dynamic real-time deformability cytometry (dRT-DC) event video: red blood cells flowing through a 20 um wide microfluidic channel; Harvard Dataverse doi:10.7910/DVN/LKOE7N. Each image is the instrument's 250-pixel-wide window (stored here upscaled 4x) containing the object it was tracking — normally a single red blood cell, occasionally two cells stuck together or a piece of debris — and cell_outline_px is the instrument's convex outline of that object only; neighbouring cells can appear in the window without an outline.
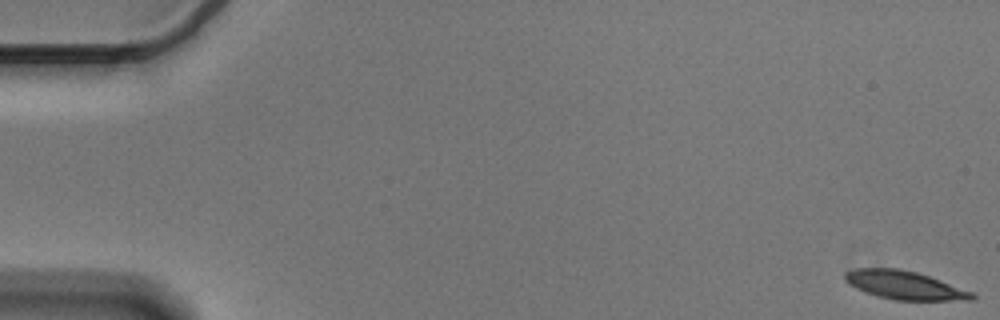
{"species": "Egyptian fruit bat (a non-hibernating species)", "species_latin": "Rousettus aegyptiacus", "temperature_condition": "cold", "stored_images_in_passage": 15, "camera_frame_rate_fps": 3000, "um_per_image_px": 0.085, "animal": {"sex": "male"}, "frame": {"image": 1, "passage_image": 1, "time_ms": 0.0, "image_size_px": [1000, 320], "cell_outline_px": [[976, 300], [896, 300], [876, 296], [864, 292], [848, 284], [844, 280], [844, 272], [856, 268], [900, 268], [916, 272], [928, 276], [972, 292], [976, 296]], "centroid_in_image_um": [76.83, 24.24], "position_along_channel_um": 8.2, "area_um2": 21.04}}